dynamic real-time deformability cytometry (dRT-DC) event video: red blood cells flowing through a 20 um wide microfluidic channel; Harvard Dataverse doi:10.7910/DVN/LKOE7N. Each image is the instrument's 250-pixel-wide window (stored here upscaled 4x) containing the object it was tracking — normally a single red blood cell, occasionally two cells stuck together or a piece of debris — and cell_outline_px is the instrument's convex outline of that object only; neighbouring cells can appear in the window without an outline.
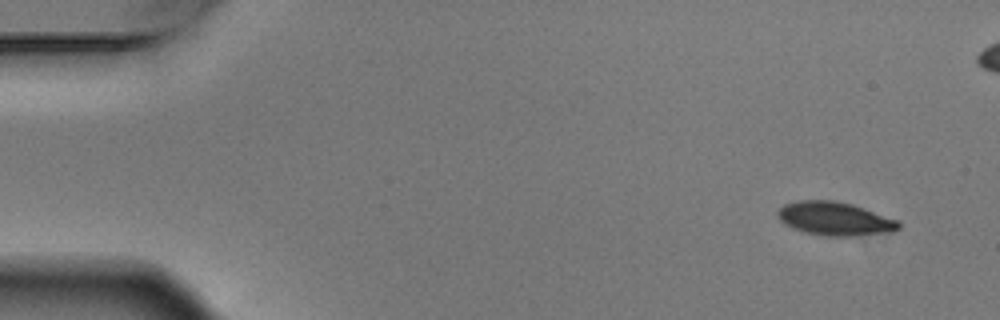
{"species": "Egyptian fruit bat (a non-hibernating species)", "species_latin": "Rousettus aegyptiacus", "temperature_condition": "warm", "stored_images_in_passage": 5, "camera_frame_rate_fps": 3000, "um_per_image_px": 0.085, "animal": {"sex": "male"}, "frame": {"image": 1, "passage_image": 1, "time_ms": 0.0, "image_size_px": [1000, 320], "cell_outline_px": [[900, 228], [896, 232], [852, 236], [828, 236], [804, 232], [792, 228], [784, 224], [780, 220], [776, 212], [784, 204], [800, 200], [836, 200], [852, 204], [900, 220]], "centroid_in_image_um": [71.0, 18.59], "position_along_channel_um": 14.0, "area_um2": 23.93}}